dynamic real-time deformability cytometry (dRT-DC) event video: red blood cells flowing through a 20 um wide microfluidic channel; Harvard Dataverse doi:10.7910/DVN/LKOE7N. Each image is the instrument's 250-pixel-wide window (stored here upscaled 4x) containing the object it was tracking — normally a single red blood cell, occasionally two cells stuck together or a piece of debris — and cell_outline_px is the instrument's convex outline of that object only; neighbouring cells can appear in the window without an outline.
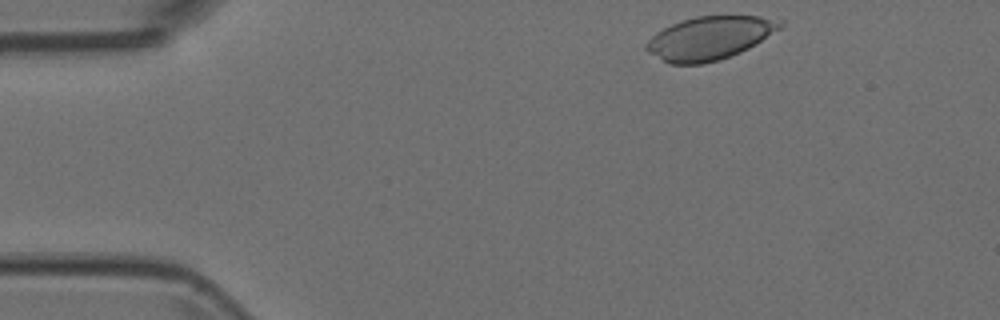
{"species": "Egyptian fruit bat (a non-hibernating species)", "species_latin": "Rousettus aegyptiacus", "temperature_condition": "room temperature", "stored_images_in_passage": 6, "camera_frame_rate_fps": 3000, "um_per_image_px": 0.085, "animal": {"sex": "female"}, "frame": {"image": 1, "passage_image": 1, "time_ms": 0.0, "image_size_px": [1000, 320], "cell_outline_px": [[784, 24], [780, 28], [748, 48], [740, 52], [720, 60], [700, 64], [668, 64], [648, 52], [644, 48], [644, 44], [656, 32], [672, 24], [696, 16], [760, 16], [784, 20]], "centroid_in_image_um": [60.29, 3.24], "position_along_channel_um": 24.7, "area_um2": 33.58}}